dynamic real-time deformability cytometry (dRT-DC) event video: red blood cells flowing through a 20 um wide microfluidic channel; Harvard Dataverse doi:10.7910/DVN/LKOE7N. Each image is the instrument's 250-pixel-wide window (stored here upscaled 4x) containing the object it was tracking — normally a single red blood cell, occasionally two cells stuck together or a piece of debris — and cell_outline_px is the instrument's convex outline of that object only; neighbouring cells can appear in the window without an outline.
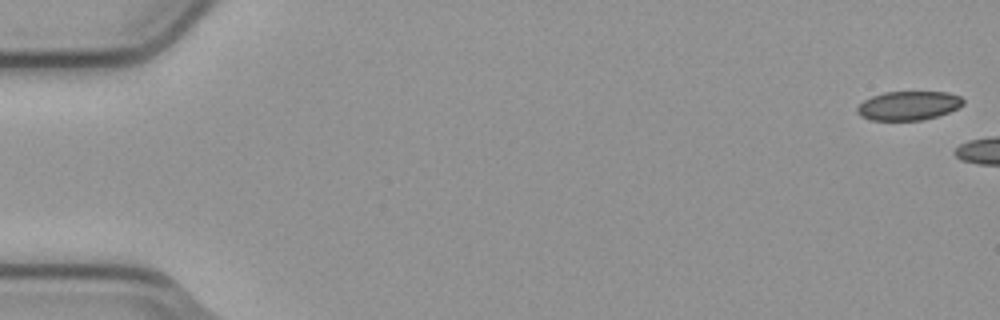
{"species": "common noctule bat (a hibernating species)", "species_latin": "Nyctalus noctula", "temperature_condition": "cold", "stored_images_in_passage": 2, "camera_frame_rate_fps": 3000, "um_per_image_px": 0.085, "animal": {"sex": "male", "body_mass_g": 23.1, "forearm_length_mm": 52.7}, "frame": {"image": 1, "passage_image": 1, "time_ms": 0.0, "image_size_px": [1000, 320], "cell_outline_px": [[964, 104], [948, 112], [936, 116], [920, 120], [872, 120], [860, 116], [856, 112], [856, 108], [864, 100], [872, 96], [884, 92], [948, 92], [960, 96], [964, 100]], "centroid_in_image_um": [77.2, 8.97], "position_along_channel_um": 7.8, "area_um2": 17.8}}